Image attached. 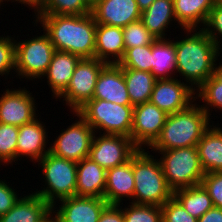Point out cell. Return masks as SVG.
Wrapping results in <instances>:
<instances>
[{
  "mask_svg": "<svg viewBox=\"0 0 222 222\" xmlns=\"http://www.w3.org/2000/svg\"><path fill=\"white\" fill-rule=\"evenodd\" d=\"M54 48L78 55L80 58H95L96 22L92 13L87 15L37 14Z\"/></svg>",
  "mask_w": 222,
  "mask_h": 222,
  "instance_id": "obj_1",
  "label": "cell"
},
{
  "mask_svg": "<svg viewBox=\"0 0 222 222\" xmlns=\"http://www.w3.org/2000/svg\"><path fill=\"white\" fill-rule=\"evenodd\" d=\"M185 31L188 37L174 42L176 72L184 76V81L197 90L213 75L214 65L220 52L201 28L185 29Z\"/></svg>",
  "mask_w": 222,
  "mask_h": 222,
  "instance_id": "obj_2",
  "label": "cell"
},
{
  "mask_svg": "<svg viewBox=\"0 0 222 222\" xmlns=\"http://www.w3.org/2000/svg\"><path fill=\"white\" fill-rule=\"evenodd\" d=\"M207 113L192 103L188 108L168 114L160 136L149 147L159 152L169 149L197 146V143L211 126Z\"/></svg>",
  "mask_w": 222,
  "mask_h": 222,
  "instance_id": "obj_3",
  "label": "cell"
},
{
  "mask_svg": "<svg viewBox=\"0 0 222 222\" xmlns=\"http://www.w3.org/2000/svg\"><path fill=\"white\" fill-rule=\"evenodd\" d=\"M139 149L133 155L134 196L131 203L162 206L173 196L160 161Z\"/></svg>",
  "mask_w": 222,
  "mask_h": 222,
  "instance_id": "obj_4",
  "label": "cell"
},
{
  "mask_svg": "<svg viewBox=\"0 0 222 222\" xmlns=\"http://www.w3.org/2000/svg\"><path fill=\"white\" fill-rule=\"evenodd\" d=\"M38 162L43 168L47 187L35 193L51 207L56 206L58 200L76 196L77 162L56 156L50 151Z\"/></svg>",
  "mask_w": 222,
  "mask_h": 222,
  "instance_id": "obj_5",
  "label": "cell"
},
{
  "mask_svg": "<svg viewBox=\"0 0 222 222\" xmlns=\"http://www.w3.org/2000/svg\"><path fill=\"white\" fill-rule=\"evenodd\" d=\"M168 187L175 190L199 185L205 175L196 146L159 151Z\"/></svg>",
  "mask_w": 222,
  "mask_h": 222,
  "instance_id": "obj_6",
  "label": "cell"
},
{
  "mask_svg": "<svg viewBox=\"0 0 222 222\" xmlns=\"http://www.w3.org/2000/svg\"><path fill=\"white\" fill-rule=\"evenodd\" d=\"M133 109V105H120L103 99H91L77 113L94 131L102 129L103 134L130 137Z\"/></svg>",
  "mask_w": 222,
  "mask_h": 222,
  "instance_id": "obj_7",
  "label": "cell"
},
{
  "mask_svg": "<svg viewBox=\"0 0 222 222\" xmlns=\"http://www.w3.org/2000/svg\"><path fill=\"white\" fill-rule=\"evenodd\" d=\"M16 41L15 72L17 76L30 80L43 77L56 51L49 36L44 32L41 36L29 40Z\"/></svg>",
  "mask_w": 222,
  "mask_h": 222,
  "instance_id": "obj_8",
  "label": "cell"
},
{
  "mask_svg": "<svg viewBox=\"0 0 222 222\" xmlns=\"http://www.w3.org/2000/svg\"><path fill=\"white\" fill-rule=\"evenodd\" d=\"M106 64L97 58H82L67 88L56 99L64 98L63 101L72 109L71 111L77 112L93 99L97 78Z\"/></svg>",
  "mask_w": 222,
  "mask_h": 222,
  "instance_id": "obj_9",
  "label": "cell"
},
{
  "mask_svg": "<svg viewBox=\"0 0 222 222\" xmlns=\"http://www.w3.org/2000/svg\"><path fill=\"white\" fill-rule=\"evenodd\" d=\"M79 120L72 123L71 126L61 131L55 139L50 152L56 156L62 157L74 162H80L89 156L92 140L96 131L77 113L73 112Z\"/></svg>",
  "mask_w": 222,
  "mask_h": 222,
  "instance_id": "obj_10",
  "label": "cell"
},
{
  "mask_svg": "<svg viewBox=\"0 0 222 222\" xmlns=\"http://www.w3.org/2000/svg\"><path fill=\"white\" fill-rule=\"evenodd\" d=\"M139 150L130 137L117 134H101L93 137L89 158L105 170L128 162Z\"/></svg>",
  "mask_w": 222,
  "mask_h": 222,
  "instance_id": "obj_11",
  "label": "cell"
},
{
  "mask_svg": "<svg viewBox=\"0 0 222 222\" xmlns=\"http://www.w3.org/2000/svg\"><path fill=\"white\" fill-rule=\"evenodd\" d=\"M168 114L156 105L146 102L134 106L130 138L139 148L147 149L160 136ZM143 145V146H142Z\"/></svg>",
  "mask_w": 222,
  "mask_h": 222,
  "instance_id": "obj_12",
  "label": "cell"
},
{
  "mask_svg": "<svg viewBox=\"0 0 222 222\" xmlns=\"http://www.w3.org/2000/svg\"><path fill=\"white\" fill-rule=\"evenodd\" d=\"M195 92L191 85L176 78L156 80L149 102L173 114L194 103Z\"/></svg>",
  "mask_w": 222,
  "mask_h": 222,
  "instance_id": "obj_13",
  "label": "cell"
},
{
  "mask_svg": "<svg viewBox=\"0 0 222 222\" xmlns=\"http://www.w3.org/2000/svg\"><path fill=\"white\" fill-rule=\"evenodd\" d=\"M29 92L25 87L3 92L0 98V123L20 127L38 118L35 98Z\"/></svg>",
  "mask_w": 222,
  "mask_h": 222,
  "instance_id": "obj_14",
  "label": "cell"
},
{
  "mask_svg": "<svg viewBox=\"0 0 222 222\" xmlns=\"http://www.w3.org/2000/svg\"><path fill=\"white\" fill-rule=\"evenodd\" d=\"M60 203L59 209L53 206L52 211L62 222H98L102 211L109 205L103 198L86 196H72Z\"/></svg>",
  "mask_w": 222,
  "mask_h": 222,
  "instance_id": "obj_15",
  "label": "cell"
},
{
  "mask_svg": "<svg viewBox=\"0 0 222 222\" xmlns=\"http://www.w3.org/2000/svg\"><path fill=\"white\" fill-rule=\"evenodd\" d=\"M96 24L124 28L141 19L136 0H99L91 11Z\"/></svg>",
  "mask_w": 222,
  "mask_h": 222,
  "instance_id": "obj_16",
  "label": "cell"
},
{
  "mask_svg": "<svg viewBox=\"0 0 222 222\" xmlns=\"http://www.w3.org/2000/svg\"><path fill=\"white\" fill-rule=\"evenodd\" d=\"M93 99H103L120 105H132L119 64H106L101 70L95 87Z\"/></svg>",
  "mask_w": 222,
  "mask_h": 222,
  "instance_id": "obj_17",
  "label": "cell"
},
{
  "mask_svg": "<svg viewBox=\"0 0 222 222\" xmlns=\"http://www.w3.org/2000/svg\"><path fill=\"white\" fill-rule=\"evenodd\" d=\"M42 123L35 118L32 122L18 127L16 161H18V157L28 156L27 158L38 162L50 151V147L46 146L48 143L46 126ZM46 147L47 150L45 149Z\"/></svg>",
  "mask_w": 222,
  "mask_h": 222,
  "instance_id": "obj_18",
  "label": "cell"
},
{
  "mask_svg": "<svg viewBox=\"0 0 222 222\" xmlns=\"http://www.w3.org/2000/svg\"><path fill=\"white\" fill-rule=\"evenodd\" d=\"M134 176L133 156L119 166L106 170V186L104 199L109 205H121L124 198L133 199Z\"/></svg>",
  "mask_w": 222,
  "mask_h": 222,
  "instance_id": "obj_19",
  "label": "cell"
},
{
  "mask_svg": "<svg viewBox=\"0 0 222 222\" xmlns=\"http://www.w3.org/2000/svg\"><path fill=\"white\" fill-rule=\"evenodd\" d=\"M106 170L89 157L77 162L76 196L104 199Z\"/></svg>",
  "mask_w": 222,
  "mask_h": 222,
  "instance_id": "obj_20",
  "label": "cell"
},
{
  "mask_svg": "<svg viewBox=\"0 0 222 222\" xmlns=\"http://www.w3.org/2000/svg\"><path fill=\"white\" fill-rule=\"evenodd\" d=\"M124 53L125 46L122 28L97 24L95 36V58L106 62L107 64H118L123 58ZM109 57H112V60Z\"/></svg>",
  "mask_w": 222,
  "mask_h": 222,
  "instance_id": "obj_21",
  "label": "cell"
},
{
  "mask_svg": "<svg viewBox=\"0 0 222 222\" xmlns=\"http://www.w3.org/2000/svg\"><path fill=\"white\" fill-rule=\"evenodd\" d=\"M78 55L56 50L43 77L46 78L55 99L67 88L74 70L81 60Z\"/></svg>",
  "mask_w": 222,
  "mask_h": 222,
  "instance_id": "obj_22",
  "label": "cell"
},
{
  "mask_svg": "<svg viewBox=\"0 0 222 222\" xmlns=\"http://www.w3.org/2000/svg\"><path fill=\"white\" fill-rule=\"evenodd\" d=\"M52 207L37 193L20 196L16 204L4 215L0 222H41Z\"/></svg>",
  "mask_w": 222,
  "mask_h": 222,
  "instance_id": "obj_23",
  "label": "cell"
},
{
  "mask_svg": "<svg viewBox=\"0 0 222 222\" xmlns=\"http://www.w3.org/2000/svg\"><path fill=\"white\" fill-rule=\"evenodd\" d=\"M196 147L205 173L222 172V128L211 125Z\"/></svg>",
  "mask_w": 222,
  "mask_h": 222,
  "instance_id": "obj_24",
  "label": "cell"
},
{
  "mask_svg": "<svg viewBox=\"0 0 222 222\" xmlns=\"http://www.w3.org/2000/svg\"><path fill=\"white\" fill-rule=\"evenodd\" d=\"M216 0H173L174 15L177 24L185 29H200L205 25L210 10L215 5Z\"/></svg>",
  "mask_w": 222,
  "mask_h": 222,
  "instance_id": "obj_25",
  "label": "cell"
},
{
  "mask_svg": "<svg viewBox=\"0 0 222 222\" xmlns=\"http://www.w3.org/2000/svg\"><path fill=\"white\" fill-rule=\"evenodd\" d=\"M140 20L156 39H165V32L171 21L177 22L173 0H155L148 9L141 12Z\"/></svg>",
  "mask_w": 222,
  "mask_h": 222,
  "instance_id": "obj_26",
  "label": "cell"
},
{
  "mask_svg": "<svg viewBox=\"0 0 222 222\" xmlns=\"http://www.w3.org/2000/svg\"><path fill=\"white\" fill-rule=\"evenodd\" d=\"M152 70L157 80L172 79L176 71V52L174 40L156 39L152 44Z\"/></svg>",
  "mask_w": 222,
  "mask_h": 222,
  "instance_id": "obj_27",
  "label": "cell"
},
{
  "mask_svg": "<svg viewBox=\"0 0 222 222\" xmlns=\"http://www.w3.org/2000/svg\"><path fill=\"white\" fill-rule=\"evenodd\" d=\"M128 95L133 106L149 102L156 78L151 72L123 68Z\"/></svg>",
  "mask_w": 222,
  "mask_h": 222,
  "instance_id": "obj_28",
  "label": "cell"
},
{
  "mask_svg": "<svg viewBox=\"0 0 222 222\" xmlns=\"http://www.w3.org/2000/svg\"><path fill=\"white\" fill-rule=\"evenodd\" d=\"M173 196L196 219L213 207L211 197L201 184L175 190Z\"/></svg>",
  "mask_w": 222,
  "mask_h": 222,
  "instance_id": "obj_29",
  "label": "cell"
},
{
  "mask_svg": "<svg viewBox=\"0 0 222 222\" xmlns=\"http://www.w3.org/2000/svg\"><path fill=\"white\" fill-rule=\"evenodd\" d=\"M32 7L35 14L87 15L92 11L87 0H38Z\"/></svg>",
  "mask_w": 222,
  "mask_h": 222,
  "instance_id": "obj_30",
  "label": "cell"
},
{
  "mask_svg": "<svg viewBox=\"0 0 222 222\" xmlns=\"http://www.w3.org/2000/svg\"><path fill=\"white\" fill-rule=\"evenodd\" d=\"M152 57V45L137 46L127 49L118 64L122 68L151 72Z\"/></svg>",
  "mask_w": 222,
  "mask_h": 222,
  "instance_id": "obj_31",
  "label": "cell"
},
{
  "mask_svg": "<svg viewBox=\"0 0 222 222\" xmlns=\"http://www.w3.org/2000/svg\"><path fill=\"white\" fill-rule=\"evenodd\" d=\"M199 91V92H198ZM196 99H202L201 108L210 117V108L222 110V83L213 75L209 77L195 92ZM198 97V98H197ZM204 106V107H203Z\"/></svg>",
  "mask_w": 222,
  "mask_h": 222,
  "instance_id": "obj_32",
  "label": "cell"
},
{
  "mask_svg": "<svg viewBox=\"0 0 222 222\" xmlns=\"http://www.w3.org/2000/svg\"><path fill=\"white\" fill-rule=\"evenodd\" d=\"M129 204L131 205L122 208L125 222H162V209L160 206L130 202Z\"/></svg>",
  "mask_w": 222,
  "mask_h": 222,
  "instance_id": "obj_33",
  "label": "cell"
},
{
  "mask_svg": "<svg viewBox=\"0 0 222 222\" xmlns=\"http://www.w3.org/2000/svg\"><path fill=\"white\" fill-rule=\"evenodd\" d=\"M122 30L125 51L137 46L152 45L156 40L141 20L129 23Z\"/></svg>",
  "mask_w": 222,
  "mask_h": 222,
  "instance_id": "obj_34",
  "label": "cell"
},
{
  "mask_svg": "<svg viewBox=\"0 0 222 222\" xmlns=\"http://www.w3.org/2000/svg\"><path fill=\"white\" fill-rule=\"evenodd\" d=\"M18 135L17 126L0 123V159L3 161V165L16 161Z\"/></svg>",
  "mask_w": 222,
  "mask_h": 222,
  "instance_id": "obj_35",
  "label": "cell"
},
{
  "mask_svg": "<svg viewBox=\"0 0 222 222\" xmlns=\"http://www.w3.org/2000/svg\"><path fill=\"white\" fill-rule=\"evenodd\" d=\"M203 27L201 29L215 43L218 51L221 52L220 48L222 46H220V37H222V4L217 2L215 3L209 12L208 18Z\"/></svg>",
  "mask_w": 222,
  "mask_h": 222,
  "instance_id": "obj_36",
  "label": "cell"
},
{
  "mask_svg": "<svg viewBox=\"0 0 222 222\" xmlns=\"http://www.w3.org/2000/svg\"><path fill=\"white\" fill-rule=\"evenodd\" d=\"M162 222H197L198 219L191 216L183 205L172 196L162 206Z\"/></svg>",
  "mask_w": 222,
  "mask_h": 222,
  "instance_id": "obj_37",
  "label": "cell"
},
{
  "mask_svg": "<svg viewBox=\"0 0 222 222\" xmlns=\"http://www.w3.org/2000/svg\"><path fill=\"white\" fill-rule=\"evenodd\" d=\"M11 70L15 71V39L0 36V75H9Z\"/></svg>",
  "mask_w": 222,
  "mask_h": 222,
  "instance_id": "obj_38",
  "label": "cell"
},
{
  "mask_svg": "<svg viewBox=\"0 0 222 222\" xmlns=\"http://www.w3.org/2000/svg\"><path fill=\"white\" fill-rule=\"evenodd\" d=\"M200 184L211 197L213 206L222 209V172L205 173Z\"/></svg>",
  "mask_w": 222,
  "mask_h": 222,
  "instance_id": "obj_39",
  "label": "cell"
},
{
  "mask_svg": "<svg viewBox=\"0 0 222 222\" xmlns=\"http://www.w3.org/2000/svg\"><path fill=\"white\" fill-rule=\"evenodd\" d=\"M5 181L0 180V216L6 214L20 198L15 189Z\"/></svg>",
  "mask_w": 222,
  "mask_h": 222,
  "instance_id": "obj_40",
  "label": "cell"
},
{
  "mask_svg": "<svg viewBox=\"0 0 222 222\" xmlns=\"http://www.w3.org/2000/svg\"><path fill=\"white\" fill-rule=\"evenodd\" d=\"M120 205H108L101 213L98 222H125Z\"/></svg>",
  "mask_w": 222,
  "mask_h": 222,
  "instance_id": "obj_41",
  "label": "cell"
},
{
  "mask_svg": "<svg viewBox=\"0 0 222 222\" xmlns=\"http://www.w3.org/2000/svg\"><path fill=\"white\" fill-rule=\"evenodd\" d=\"M197 222H222V209L213 206L206 211Z\"/></svg>",
  "mask_w": 222,
  "mask_h": 222,
  "instance_id": "obj_42",
  "label": "cell"
},
{
  "mask_svg": "<svg viewBox=\"0 0 222 222\" xmlns=\"http://www.w3.org/2000/svg\"><path fill=\"white\" fill-rule=\"evenodd\" d=\"M155 0H136L138 8L141 12L148 9Z\"/></svg>",
  "mask_w": 222,
  "mask_h": 222,
  "instance_id": "obj_43",
  "label": "cell"
},
{
  "mask_svg": "<svg viewBox=\"0 0 222 222\" xmlns=\"http://www.w3.org/2000/svg\"><path fill=\"white\" fill-rule=\"evenodd\" d=\"M214 66L213 76L222 83V64L219 62V66Z\"/></svg>",
  "mask_w": 222,
  "mask_h": 222,
  "instance_id": "obj_44",
  "label": "cell"
},
{
  "mask_svg": "<svg viewBox=\"0 0 222 222\" xmlns=\"http://www.w3.org/2000/svg\"><path fill=\"white\" fill-rule=\"evenodd\" d=\"M52 214V215H51ZM53 214L54 212L51 211L49 214H48V222H62L59 218H57L56 216L53 217Z\"/></svg>",
  "mask_w": 222,
  "mask_h": 222,
  "instance_id": "obj_45",
  "label": "cell"
},
{
  "mask_svg": "<svg viewBox=\"0 0 222 222\" xmlns=\"http://www.w3.org/2000/svg\"><path fill=\"white\" fill-rule=\"evenodd\" d=\"M28 6L32 7L38 0H23Z\"/></svg>",
  "mask_w": 222,
  "mask_h": 222,
  "instance_id": "obj_46",
  "label": "cell"
},
{
  "mask_svg": "<svg viewBox=\"0 0 222 222\" xmlns=\"http://www.w3.org/2000/svg\"><path fill=\"white\" fill-rule=\"evenodd\" d=\"M4 1H7V2H8V1H10V0H4ZM4 1H3V0H0V6H1V4H2L1 2H4ZM14 1H15V2L17 1L18 3L24 4V6H25V5L27 6V4H26L23 0H13V2H14ZM11 2H12V0H11Z\"/></svg>",
  "mask_w": 222,
  "mask_h": 222,
  "instance_id": "obj_47",
  "label": "cell"
},
{
  "mask_svg": "<svg viewBox=\"0 0 222 222\" xmlns=\"http://www.w3.org/2000/svg\"><path fill=\"white\" fill-rule=\"evenodd\" d=\"M97 1H99V0H87V2H88L91 6H93Z\"/></svg>",
  "mask_w": 222,
  "mask_h": 222,
  "instance_id": "obj_48",
  "label": "cell"
},
{
  "mask_svg": "<svg viewBox=\"0 0 222 222\" xmlns=\"http://www.w3.org/2000/svg\"><path fill=\"white\" fill-rule=\"evenodd\" d=\"M41 222H48V215Z\"/></svg>",
  "mask_w": 222,
  "mask_h": 222,
  "instance_id": "obj_49",
  "label": "cell"
},
{
  "mask_svg": "<svg viewBox=\"0 0 222 222\" xmlns=\"http://www.w3.org/2000/svg\"><path fill=\"white\" fill-rule=\"evenodd\" d=\"M216 2L222 4V0H216Z\"/></svg>",
  "mask_w": 222,
  "mask_h": 222,
  "instance_id": "obj_50",
  "label": "cell"
}]
</instances>
